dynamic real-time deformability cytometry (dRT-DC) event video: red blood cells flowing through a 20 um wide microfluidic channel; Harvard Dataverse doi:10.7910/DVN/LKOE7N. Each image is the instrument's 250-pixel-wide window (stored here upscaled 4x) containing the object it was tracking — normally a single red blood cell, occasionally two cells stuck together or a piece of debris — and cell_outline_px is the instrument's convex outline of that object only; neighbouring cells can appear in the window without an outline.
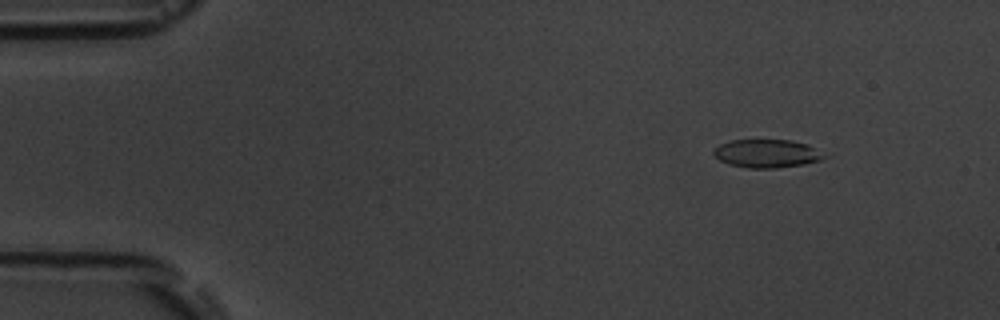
{"species": "common noctule bat (a hibernating species)", "species_latin": "Nyctalus noctula", "temperature_condition": "room temperature", "stored_images_in_passage": 4, "camera_frame_rate_fps": 3000, "um_per_image_px": 0.085, "animal": {"sex": "male", "body_mass_g": 19.5, "forearm_length_mm": 54.6}, "frame": {"image": 1, "passage_image": 2, "time_ms": 1.0, "image_size_px": [1000, 320], "cell_outline_px": [[832, 156], [820, 160], [804, 164], [776, 168], [748, 168], [728, 164], [720, 160], [712, 152], [720, 144], [732, 140], [792, 140], [808, 144]], "centroid_in_image_um": [65.26, 13.05], "position_along_channel_um": 19.7, "area_um2": 18.38}}
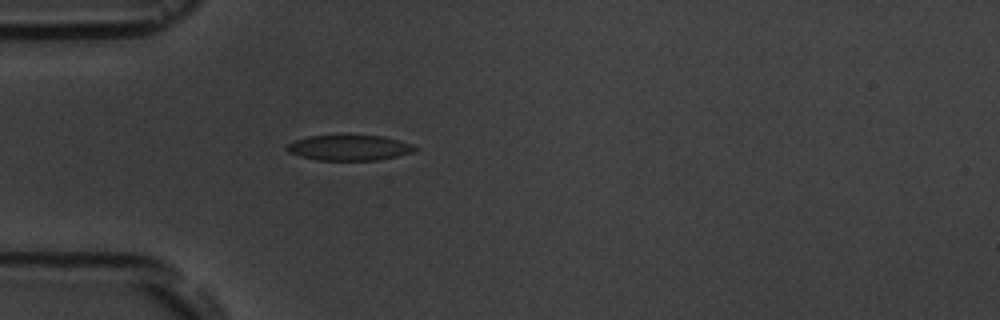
{"frame": {"image": 2, "passage_image": 4, "time_ms": 4.333, "image_size_px": [1000, 320], "cell_outline_px": [[420, 148], [412, 152], [396, 156], [376, 160], [316, 160], [300, 156], [288, 152], [284, 148], [288, 144], [296, 140], [308, 136], [384, 136], [400, 140], [412, 144]], "centroid_in_image_um": [29.69, 12.56], "position_along_channel_um": 55.3, "area_um2": 18.84}}